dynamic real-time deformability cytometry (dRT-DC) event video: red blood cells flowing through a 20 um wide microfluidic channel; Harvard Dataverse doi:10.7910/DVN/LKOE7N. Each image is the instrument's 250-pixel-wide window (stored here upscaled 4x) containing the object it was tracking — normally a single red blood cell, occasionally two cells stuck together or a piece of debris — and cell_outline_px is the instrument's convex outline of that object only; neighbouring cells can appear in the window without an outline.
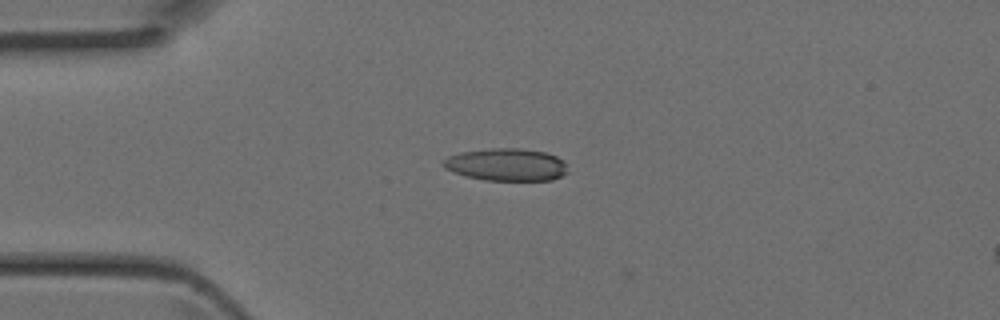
{"species": "Egyptian fruit bat (a non-hibernating species)", "species_latin": "Rousettus aegyptiacus", "temperature_condition": "room temperature", "stored_images_in_passage": 3, "camera_frame_rate_fps": 3000, "um_per_image_px": 0.085, "animal": {"sex": "female"}, "frame": {"image": 1, "passage_image": 2, "time_ms": 0.333, "image_size_px": [1000, 320], "cell_outline_px": [[568, 172], [552, 180], [484, 180], [464, 176], [444, 168], [440, 164], [448, 156], [460, 152], [492, 148], [520, 148], [544, 152], [556, 156], [564, 164]], "centroid_in_image_um": [42.99, 13.99], "position_along_channel_um": 42.0, "area_um2": 23.47}}